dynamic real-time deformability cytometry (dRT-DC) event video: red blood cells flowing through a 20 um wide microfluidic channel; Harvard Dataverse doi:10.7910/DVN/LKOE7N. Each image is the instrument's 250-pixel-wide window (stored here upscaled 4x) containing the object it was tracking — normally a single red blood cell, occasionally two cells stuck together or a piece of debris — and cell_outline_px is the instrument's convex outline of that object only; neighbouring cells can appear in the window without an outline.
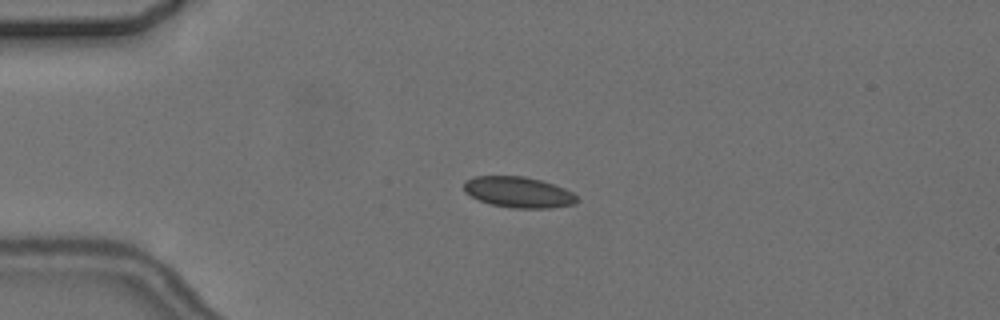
{"species": "common noctule bat (a hibernating species)", "species_latin": "Nyctalus noctula", "temperature_condition": "cold", "stored_images_in_passage": 2, "camera_frame_rate_fps": 3000, "um_per_image_px": 0.085, "animal": {"sex": "female", "body_mass_g": 24.6, "forearm_length_mm": 56.2}, "frame": {"image": 1, "passage_image": 1, "time_ms": 0.0, "image_size_px": [1000, 320], "cell_outline_px": [[576, 204], [548, 208], [516, 208], [492, 204], [480, 200], [464, 192], [464, 180], [472, 176], [524, 176], [540, 180], [564, 188], [572, 192], [576, 196]], "centroid_in_image_um": [44.04, 16.32], "position_along_channel_um": 41.0, "area_um2": 20.17}}